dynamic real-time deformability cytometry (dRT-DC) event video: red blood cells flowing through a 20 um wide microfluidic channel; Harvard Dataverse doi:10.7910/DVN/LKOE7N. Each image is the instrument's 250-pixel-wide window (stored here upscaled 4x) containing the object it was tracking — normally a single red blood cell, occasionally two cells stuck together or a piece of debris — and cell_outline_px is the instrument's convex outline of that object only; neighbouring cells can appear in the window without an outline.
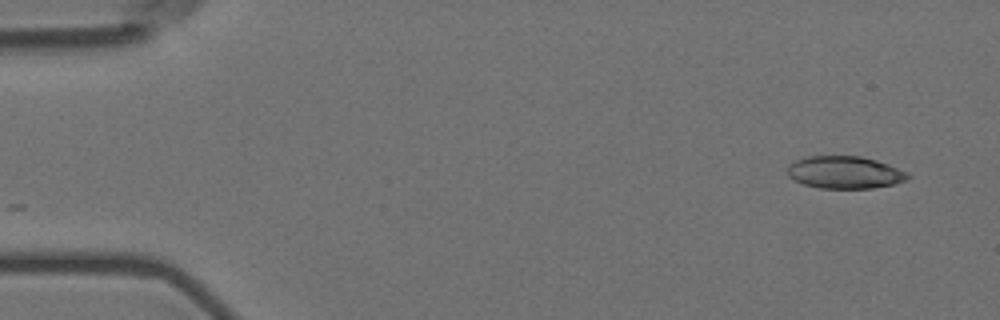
{"species": "Egyptian fruit bat (a non-hibernating species)", "species_latin": "Rousettus aegyptiacus", "temperature_condition": "room temperature", "stored_images_in_passage": 2, "camera_frame_rate_fps": 3000, "um_per_image_px": 0.085, "animal": {"sex": "female"}, "frame": {"image": 1, "passage_image": 2, "time_ms": 0.333, "image_size_px": [1000, 320], "cell_outline_px": [[912, 176], [908, 180], [892, 184], [872, 188], [820, 188], [804, 184], [788, 176], [788, 164], [796, 160], [808, 156], [860, 156], [876, 160], [888, 164], [908, 172]], "centroid_in_image_um": [71.83, 14.65], "position_along_channel_um": 13.2, "area_um2": 22.72}}